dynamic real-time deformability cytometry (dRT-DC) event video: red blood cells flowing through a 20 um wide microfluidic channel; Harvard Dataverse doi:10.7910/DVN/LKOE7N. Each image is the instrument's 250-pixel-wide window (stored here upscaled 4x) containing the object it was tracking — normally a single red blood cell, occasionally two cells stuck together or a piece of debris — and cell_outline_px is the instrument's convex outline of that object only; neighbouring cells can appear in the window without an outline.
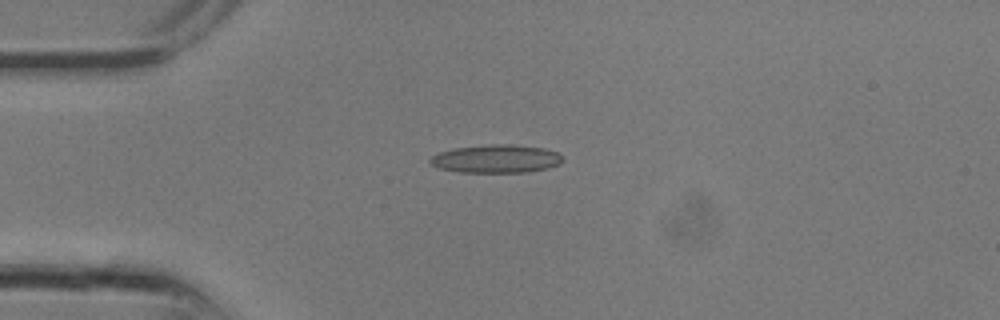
{"species": "common noctule bat (a hibernating species)", "species_latin": "Nyctalus noctula", "temperature_condition": "room temperature", "stored_images_in_passage": 4, "camera_frame_rate_fps": 3000, "um_per_image_px": 0.085, "animal": {"sex": "male", "body_mass_g": 13.3}, "frame": {"image": 1, "passage_image": 1, "time_ms": 0.0, "image_size_px": [1000, 320], "cell_outline_px": [[564, 160], [560, 164], [548, 168], [528, 172], [460, 172], [440, 168], [432, 164], [428, 160], [432, 156], [440, 152], [456, 148], [492, 144], [508, 144], [544, 148], [560, 152]], "centroid_in_image_um": [42.24, 13.5], "position_along_channel_um": 42.8, "area_um2": 21.73}}
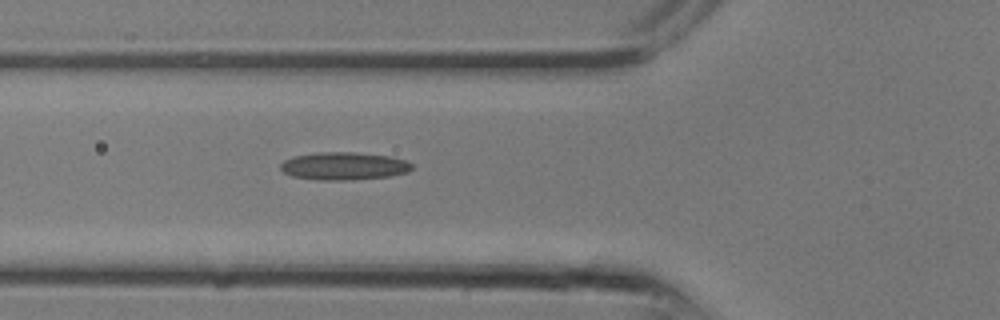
{"frame": {"image": 2, "passage_image": 4, "time_ms": 1.0, "image_size_px": [1000, 320], "cell_outline_px": [[412, 168], [408, 172], [392, 176], [348, 180], [320, 180], [292, 176], [284, 172], [280, 168], [280, 164], [284, 160], [292, 156], [320, 152], [356, 152], [388, 156], [404, 160], [412, 164]], "centroid_in_image_um": [29.22, 14.11], "position_along_channel_um": 96.6, "area_um2": 21.27}}